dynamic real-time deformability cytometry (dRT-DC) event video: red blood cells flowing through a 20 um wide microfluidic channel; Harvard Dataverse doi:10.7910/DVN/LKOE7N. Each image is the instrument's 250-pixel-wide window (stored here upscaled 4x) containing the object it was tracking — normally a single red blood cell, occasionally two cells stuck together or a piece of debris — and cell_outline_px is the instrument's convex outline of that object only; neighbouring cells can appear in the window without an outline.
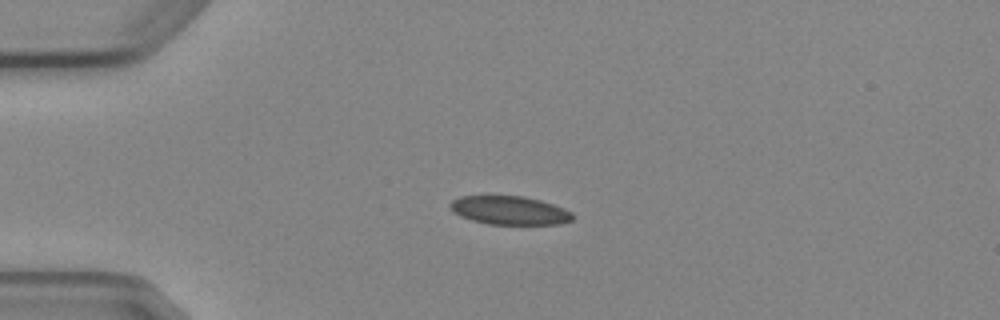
{"species": "Egyptian fruit bat (a non-hibernating species)", "species_latin": "Rousettus aegyptiacus", "temperature_condition": "cold", "stored_images_in_passage": 7, "camera_frame_rate_fps": 3000, "um_per_image_px": 0.085, "animal": {"sex": "female"}, "frame": {"image": 1, "passage_image": 3, "time_ms": 2.333, "image_size_px": [1000, 320], "cell_outline_px": [[572, 220], [560, 224], [488, 224], [472, 220], [460, 216], [452, 212], [448, 204], [452, 200], [460, 196], [524, 196], [540, 200], [564, 208], [572, 212]], "centroid_in_image_um": [43.28, 17.88], "position_along_channel_um": 41.7, "area_um2": 20.4}}
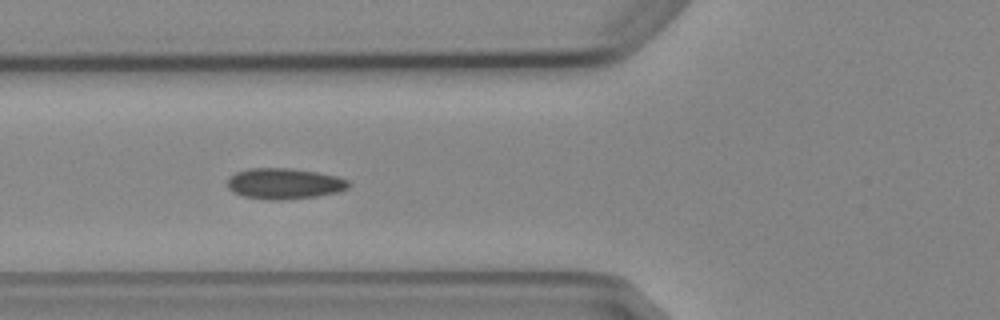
{"frame": {"image": 2, "passage_image": 5, "time_ms": 4.667, "image_size_px": [1000, 320], "cell_outline_px": [[352, 184], [348, 188], [340, 192], [316, 196], [280, 200], [272, 200], [244, 196], [228, 188], [228, 176], [236, 172], [248, 168], [292, 168], [316, 172], [336, 176], [348, 180]], "centroid_in_image_um": [24.19, 15.6], "position_along_channel_um": 101.6, "area_um2": 21.79}}